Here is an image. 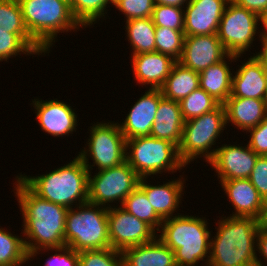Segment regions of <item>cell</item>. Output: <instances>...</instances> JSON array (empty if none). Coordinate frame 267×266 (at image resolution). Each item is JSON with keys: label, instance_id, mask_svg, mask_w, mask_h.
Here are the masks:
<instances>
[{"label": "cell", "instance_id": "8fae6325", "mask_svg": "<svg viewBox=\"0 0 267 266\" xmlns=\"http://www.w3.org/2000/svg\"><path fill=\"white\" fill-rule=\"evenodd\" d=\"M259 16L229 1L221 17L217 36L228 54L240 55L251 49L258 33Z\"/></svg>", "mask_w": 267, "mask_h": 266}, {"label": "cell", "instance_id": "d590c367", "mask_svg": "<svg viewBox=\"0 0 267 266\" xmlns=\"http://www.w3.org/2000/svg\"><path fill=\"white\" fill-rule=\"evenodd\" d=\"M156 27L184 30V9L177 6L155 4L151 16Z\"/></svg>", "mask_w": 267, "mask_h": 266}, {"label": "cell", "instance_id": "277c9868", "mask_svg": "<svg viewBox=\"0 0 267 266\" xmlns=\"http://www.w3.org/2000/svg\"><path fill=\"white\" fill-rule=\"evenodd\" d=\"M18 177L39 197L68 209L88 202L89 171L78 156L48 174Z\"/></svg>", "mask_w": 267, "mask_h": 266}, {"label": "cell", "instance_id": "d4e9b609", "mask_svg": "<svg viewBox=\"0 0 267 266\" xmlns=\"http://www.w3.org/2000/svg\"><path fill=\"white\" fill-rule=\"evenodd\" d=\"M224 58L218 63L199 72L200 88L204 89L220 104L231 95L232 77L229 66Z\"/></svg>", "mask_w": 267, "mask_h": 266}, {"label": "cell", "instance_id": "e0dca14e", "mask_svg": "<svg viewBox=\"0 0 267 266\" xmlns=\"http://www.w3.org/2000/svg\"><path fill=\"white\" fill-rule=\"evenodd\" d=\"M160 89H148L132 106L124 122L119 124L125 139L150 136L160 100Z\"/></svg>", "mask_w": 267, "mask_h": 266}, {"label": "cell", "instance_id": "7402d4cb", "mask_svg": "<svg viewBox=\"0 0 267 266\" xmlns=\"http://www.w3.org/2000/svg\"><path fill=\"white\" fill-rule=\"evenodd\" d=\"M146 179L147 177L140 178L138 186L145 192L155 212L163 220L173 217V213L176 212L181 203L183 186L186 180L180 176V179L154 186L150 185Z\"/></svg>", "mask_w": 267, "mask_h": 266}, {"label": "cell", "instance_id": "f35d334b", "mask_svg": "<svg viewBox=\"0 0 267 266\" xmlns=\"http://www.w3.org/2000/svg\"><path fill=\"white\" fill-rule=\"evenodd\" d=\"M264 200L267 199V156H258L248 178Z\"/></svg>", "mask_w": 267, "mask_h": 266}, {"label": "cell", "instance_id": "9a60e30c", "mask_svg": "<svg viewBox=\"0 0 267 266\" xmlns=\"http://www.w3.org/2000/svg\"><path fill=\"white\" fill-rule=\"evenodd\" d=\"M228 0H189L184 7L185 36L217 34Z\"/></svg>", "mask_w": 267, "mask_h": 266}, {"label": "cell", "instance_id": "5bb4252c", "mask_svg": "<svg viewBox=\"0 0 267 266\" xmlns=\"http://www.w3.org/2000/svg\"><path fill=\"white\" fill-rule=\"evenodd\" d=\"M258 155L248 146L227 145L216 148L208 162L215 169L220 181L249 178Z\"/></svg>", "mask_w": 267, "mask_h": 266}, {"label": "cell", "instance_id": "bcb514c9", "mask_svg": "<svg viewBox=\"0 0 267 266\" xmlns=\"http://www.w3.org/2000/svg\"><path fill=\"white\" fill-rule=\"evenodd\" d=\"M262 226L267 227V199L265 200V207L262 219L260 220Z\"/></svg>", "mask_w": 267, "mask_h": 266}, {"label": "cell", "instance_id": "d6a6232c", "mask_svg": "<svg viewBox=\"0 0 267 266\" xmlns=\"http://www.w3.org/2000/svg\"><path fill=\"white\" fill-rule=\"evenodd\" d=\"M184 30L155 27L156 51L171 56L178 61L184 46Z\"/></svg>", "mask_w": 267, "mask_h": 266}, {"label": "cell", "instance_id": "60d3db41", "mask_svg": "<svg viewBox=\"0 0 267 266\" xmlns=\"http://www.w3.org/2000/svg\"><path fill=\"white\" fill-rule=\"evenodd\" d=\"M232 2L258 16L267 12V0H232Z\"/></svg>", "mask_w": 267, "mask_h": 266}, {"label": "cell", "instance_id": "4dcf8cb0", "mask_svg": "<svg viewBox=\"0 0 267 266\" xmlns=\"http://www.w3.org/2000/svg\"><path fill=\"white\" fill-rule=\"evenodd\" d=\"M179 104L185 121L211 112L220 105L218 101L200 87L182 99Z\"/></svg>", "mask_w": 267, "mask_h": 266}, {"label": "cell", "instance_id": "7a4b0ae2", "mask_svg": "<svg viewBox=\"0 0 267 266\" xmlns=\"http://www.w3.org/2000/svg\"><path fill=\"white\" fill-rule=\"evenodd\" d=\"M225 218V219H224ZM210 240L211 266H264L257 257V235L261 222L252 217H223ZM214 239V240H213ZM256 245V246H255Z\"/></svg>", "mask_w": 267, "mask_h": 266}, {"label": "cell", "instance_id": "4fadbf2b", "mask_svg": "<svg viewBox=\"0 0 267 266\" xmlns=\"http://www.w3.org/2000/svg\"><path fill=\"white\" fill-rule=\"evenodd\" d=\"M225 57L233 62L239 59L240 55L228 54L217 34L185 36L182 55L178 62L199 73Z\"/></svg>", "mask_w": 267, "mask_h": 266}, {"label": "cell", "instance_id": "6da1fadb", "mask_svg": "<svg viewBox=\"0 0 267 266\" xmlns=\"http://www.w3.org/2000/svg\"><path fill=\"white\" fill-rule=\"evenodd\" d=\"M16 182L14 192L16 190L15 196L22 212V234L28 255L38 249L65 246L68 208L39 197L18 175Z\"/></svg>", "mask_w": 267, "mask_h": 266}, {"label": "cell", "instance_id": "ba28073f", "mask_svg": "<svg viewBox=\"0 0 267 266\" xmlns=\"http://www.w3.org/2000/svg\"><path fill=\"white\" fill-rule=\"evenodd\" d=\"M225 126L227 124L223 104L211 112L185 121L182 140L178 146L182 162L188 165L200 156L208 163L216 152L212 145H216V140L225 130Z\"/></svg>", "mask_w": 267, "mask_h": 266}, {"label": "cell", "instance_id": "f6af8a7d", "mask_svg": "<svg viewBox=\"0 0 267 266\" xmlns=\"http://www.w3.org/2000/svg\"><path fill=\"white\" fill-rule=\"evenodd\" d=\"M189 0H154L155 4L167 5V6H177L184 8L188 4ZM185 4V5H184Z\"/></svg>", "mask_w": 267, "mask_h": 266}, {"label": "cell", "instance_id": "4316f807", "mask_svg": "<svg viewBox=\"0 0 267 266\" xmlns=\"http://www.w3.org/2000/svg\"><path fill=\"white\" fill-rule=\"evenodd\" d=\"M0 31L21 35L39 54L47 53L30 36L18 0H0Z\"/></svg>", "mask_w": 267, "mask_h": 266}, {"label": "cell", "instance_id": "1f68e13d", "mask_svg": "<svg viewBox=\"0 0 267 266\" xmlns=\"http://www.w3.org/2000/svg\"><path fill=\"white\" fill-rule=\"evenodd\" d=\"M70 7L75 19L83 27L97 23L107 14V5L111 0H70ZM106 13V14H105Z\"/></svg>", "mask_w": 267, "mask_h": 266}, {"label": "cell", "instance_id": "cb8c5ba5", "mask_svg": "<svg viewBox=\"0 0 267 266\" xmlns=\"http://www.w3.org/2000/svg\"><path fill=\"white\" fill-rule=\"evenodd\" d=\"M184 123L179 102L163 97L158 105L150 136L170 141L178 147L182 140Z\"/></svg>", "mask_w": 267, "mask_h": 266}, {"label": "cell", "instance_id": "d6986e66", "mask_svg": "<svg viewBox=\"0 0 267 266\" xmlns=\"http://www.w3.org/2000/svg\"><path fill=\"white\" fill-rule=\"evenodd\" d=\"M133 75L137 83L160 89L177 62L171 56L154 51L131 56Z\"/></svg>", "mask_w": 267, "mask_h": 266}, {"label": "cell", "instance_id": "484cf974", "mask_svg": "<svg viewBox=\"0 0 267 266\" xmlns=\"http://www.w3.org/2000/svg\"><path fill=\"white\" fill-rule=\"evenodd\" d=\"M199 87V73L177 61L160 90L163 97L180 102Z\"/></svg>", "mask_w": 267, "mask_h": 266}, {"label": "cell", "instance_id": "e575fe53", "mask_svg": "<svg viewBox=\"0 0 267 266\" xmlns=\"http://www.w3.org/2000/svg\"><path fill=\"white\" fill-rule=\"evenodd\" d=\"M22 53L39 55L21 35L0 31V62Z\"/></svg>", "mask_w": 267, "mask_h": 266}, {"label": "cell", "instance_id": "7dc6e473", "mask_svg": "<svg viewBox=\"0 0 267 266\" xmlns=\"http://www.w3.org/2000/svg\"><path fill=\"white\" fill-rule=\"evenodd\" d=\"M122 0H111L112 5H114L115 7L121 2Z\"/></svg>", "mask_w": 267, "mask_h": 266}, {"label": "cell", "instance_id": "836d02e7", "mask_svg": "<svg viewBox=\"0 0 267 266\" xmlns=\"http://www.w3.org/2000/svg\"><path fill=\"white\" fill-rule=\"evenodd\" d=\"M79 266H123L121 251L111 247L78 252Z\"/></svg>", "mask_w": 267, "mask_h": 266}, {"label": "cell", "instance_id": "7c38bea8", "mask_svg": "<svg viewBox=\"0 0 267 266\" xmlns=\"http://www.w3.org/2000/svg\"><path fill=\"white\" fill-rule=\"evenodd\" d=\"M118 205L108 208V235L110 247L122 251L152 241L157 235L147 223Z\"/></svg>", "mask_w": 267, "mask_h": 266}, {"label": "cell", "instance_id": "ab89813d", "mask_svg": "<svg viewBox=\"0 0 267 266\" xmlns=\"http://www.w3.org/2000/svg\"><path fill=\"white\" fill-rule=\"evenodd\" d=\"M248 146L258 155L267 156V116L256 127L249 129Z\"/></svg>", "mask_w": 267, "mask_h": 266}, {"label": "cell", "instance_id": "44dd1931", "mask_svg": "<svg viewBox=\"0 0 267 266\" xmlns=\"http://www.w3.org/2000/svg\"><path fill=\"white\" fill-rule=\"evenodd\" d=\"M226 124L232 123L243 131L256 127L267 116V101L229 96L223 103Z\"/></svg>", "mask_w": 267, "mask_h": 266}, {"label": "cell", "instance_id": "8d00e7d4", "mask_svg": "<svg viewBox=\"0 0 267 266\" xmlns=\"http://www.w3.org/2000/svg\"><path fill=\"white\" fill-rule=\"evenodd\" d=\"M57 251L56 254L52 255L44 266H79L78 252L73 248L65 245L57 248H45L34 250L29 254V260H31L40 251Z\"/></svg>", "mask_w": 267, "mask_h": 266}, {"label": "cell", "instance_id": "74e56055", "mask_svg": "<svg viewBox=\"0 0 267 266\" xmlns=\"http://www.w3.org/2000/svg\"><path fill=\"white\" fill-rule=\"evenodd\" d=\"M154 0H122L115 8L121 11L127 20L151 17Z\"/></svg>", "mask_w": 267, "mask_h": 266}, {"label": "cell", "instance_id": "7bdbcfd3", "mask_svg": "<svg viewBox=\"0 0 267 266\" xmlns=\"http://www.w3.org/2000/svg\"><path fill=\"white\" fill-rule=\"evenodd\" d=\"M259 21L261 22V23L259 22V25L262 24L264 26L263 32L258 30L260 33L258 36L259 38H261L260 41L262 43L261 49H267V12H264L261 15H259Z\"/></svg>", "mask_w": 267, "mask_h": 266}, {"label": "cell", "instance_id": "ee69618b", "mask_svg": "<svg viewBox=\"0 0 267 266\" xmlns=\"http://www.w3.org/2000/svg\"><path fill=\"white\" fill-rule=\"evenodd\" d=\"M261 61L264 70V77L266 81V101H267V49H261L260 52L255 54Z\"/></svg>", "mask_w": 267, "mask_h": 266}, {"label": "cell", "instance_id": "ffe728a7", "mask_svg": "<svg viewBox=\"0 0 267 266\" xmlns=\"http://www.w3.org/2000/svg\"><path fill=\"white\" fill-rule=\"evenodd\" d=\"M230 96L266 100L264 70L255 54L239 66L233 75Z\"/></svg>", "mask_w": 267, "mask_h": 266}, {"label": "cell", "instance_id": "83f0119b", "mask_svg": "<svg viewBox=\"0 0 267 266\" xmlns=\"http://www.w3.org/2000/svg\"><path fill=\"white\" fill-rule=\"evenodd\" d=\"M127 39L132 46V54H142L156 51L155 25L151 17L126 21Z\"/></svg>", "mask_w": 267, "mask_h": 266}, {"label": "cell", "instance_id": "f546056e", "mask_svg": "<svg viewBox=\"0 0 267 266\" xmlns=\"http://www.w3.org/2000/svg\"><path fill=\"white\" fill-rule=\"evenodd\" d=\"M29 261L24 239L0 228V266H22Z\"/></svg>", "mask_w": 267, "mask_h": 266}, {"label": "cell", "instance_id": "ac0fdd59", "mask_svg": "<svg viewBox=\"0 0 267 266\" xmlns=\"http://www.w3.org/2000/svg\"><path fill=\"white\" fill-rule=\"evenodd\" d=\"M220 183L229 202L235 208L232 216L262 219L265 200L248 178L223 180Z\"/></svg>", "mask_w": 267, "mask_h": 266}, {"label": "cell", "instance_id": "3957f363", "mask_svg": "<svg viewBox=\"0 0 267 266\" xmlns=\"http://www.w3.org/2000/svg\"><path fill=\"white\" fill-rule=\"evenodd\" d=\"M160 231L157 237L174 251L176 266H198L200 261L208 264L211 231L205 217L178 213L164 219Z\"/></svg>", "mask_w": 267, "mask_h": 266}, {"label": "cell", "instance_id": "5b68a950", "mask_svg": "<svg viewBox=\"0 0 267 266\" xmlns=\"http://www.w3.org/2000/svg\"><path fill=\"white\" fill-rule=\"evenodd\" d=\"M30 36L47 52L60 32L79 29L66 0H18Z\"/></svg>", "mask_w": 267, "mask_h": 266}, {"label": "cell", "instance_id": "f1b7e54d", "mask_svg": "<svg viewBox=\"0 0 267 266\" xmlns=\"http://www.w3.org/2000/svg\"><path fill=\"white\" fill-rule=\"evenodd\" d=\"M121 207L159 232L163 219L155 212L139 186L124 199Z\"/></svg>", "mask_w": 267, "mask_h": 266}, {"label": "cell", "instance_id": "2e32d148", "mask_svg": "<svg viewBox=\"0 0 267 266\" xmlns=\"http://www.w3.org/2000/svg\"><path fill=\"white\" fill-rule=\"evenodd\" d=\"M32 102L42 131L54 137L69 136L73 131L76 132L77 114L70 105L57 99L49 101L34 99Z\"/></svg>", "mask_w": 267, "mask_h": 266}, {"label": "cell", "instance_id": "8992f818", "mask_svg": "<svg viewBox=\"0 0 267 266\" xmlns=\"http://www.w3.org/2000/svg\"><path fill=\"white\" fill-rule=\"evenodd\" d=\"M65 245L77 252L110 247L108 208L87 202L68 209Z\"/></svg>", "mask_w": 267, "mask_h": 266}, {"label": "cell", "instance_id": "52a82bcc", "mask_svg": "<svg viewBox=\"0 0 267 266\" xmlns=\"http://www.w3.org/2000/svg\"><path fill=\"white\" fill-rule=\"evenodd\" d=\"M126 151H129L126 152V162L140 178L162 174L163 171L173 173L186 166L175 144L153 136L127 139Z\"/></svg>", "mask_w": 267, "mask_h": 266}, {"label": "cell", "instance_id": "b9f144b4", "mask_svg": "<svg viewBox=\"0 0 267 266\" xmlns=\"http://www.w3.org/2000/svg\"><path fill=\"white\" fill-rule=\"evenodd\" d=\"M257 251L260 254L259 256H264L263 259L267 262V227L262 225L257 235Z\"/></svg>", "mask_w": 267, "mask_h": 266}, {"label": "cell", "instance_id": "9c48e42d", "mask_svg": "<svg viewBox=\"0 0 267 266\" xmlns=\"http://www.w3.org/2000/svg\"><path fill=\"white\" fill-rule=\"evenodd\" d=\"M90 128V138L86 142L88 148H84L78 154L89 172L94 166L100 171L126 161V139L118 122H97ZM88 157L92 158L93 165L89 164Z\"/></svg>", "mask_w": 267, "mask_h": 266}, {"label": "cell", "instance_id": "603a6c76", "mask_svg": "<svg viewBox=\"0 0 267 266\" xmlns=\"http://www.w3.org/2000/svg\"><path fill=\"white\" fill-rule=\"evenodd\" d=\"M123 266H176L174 251L157 236L146 244L121 251Z\"/></svg>", "mask_w": 267, "mask_h": 266}, {"label": "cell", "instance_id": "30bf717a", "mask_svg": "<svg viewBox=\"0 0 267 266\" xmlns=\"http://www.w3.org/2000/svg\"><path fill=\"white\" fill-rule=\"evenodd\" d=\"M139 180L136 171L126 161L100 170L94 176L89 172L88 202L110 208L109 203L118 201L121 206L124 199L138 187Z\"/></svg>", "mask_w": 267, "mask_h": 266}]
</instances>
